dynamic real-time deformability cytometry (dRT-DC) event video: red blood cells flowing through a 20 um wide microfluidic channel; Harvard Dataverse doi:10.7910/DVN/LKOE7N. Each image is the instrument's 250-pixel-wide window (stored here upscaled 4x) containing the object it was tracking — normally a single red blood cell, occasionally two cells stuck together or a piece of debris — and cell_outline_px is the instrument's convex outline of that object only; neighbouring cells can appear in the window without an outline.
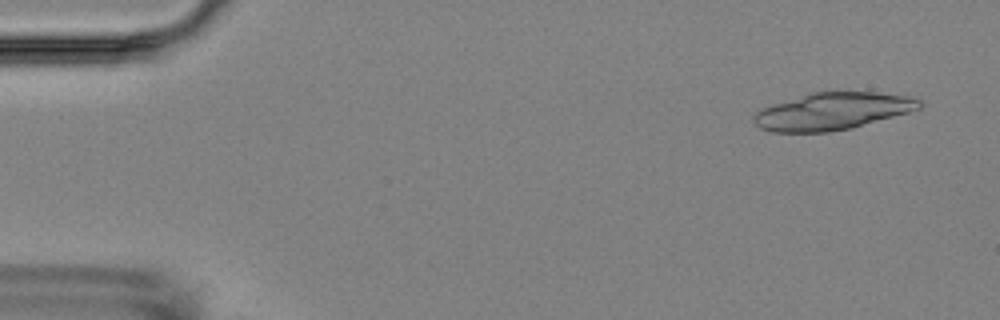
{"species": "Egyptian fruit bat (a non-hibernating species)", "species_latin": "Rousettus aegyptiacus", "temperature_condition": "room temperature", "stored_images_in_passage": 6, "camera_frame_rate_fps": 3000, "um_per_image_px": 0.085, "animal": {"sex": "female"}, "frame": {"image": 1, "passage_image": 1, "time_ms": 0.0, "image_size_px": [1000, 320], "cell_outline_px": [[920, 108], [908, 112], [852, 128], [828, 132], [772, 132], [760, 128], [752, 120], [752, 116], [756, 112], [772, 104], [812, 92], [876, 92], [908, 96], [920, 100]], "centroid_in_image_um": [70.72, 9.46], "position_along_channel_um": 14.3, "area_um2": 35.6}}